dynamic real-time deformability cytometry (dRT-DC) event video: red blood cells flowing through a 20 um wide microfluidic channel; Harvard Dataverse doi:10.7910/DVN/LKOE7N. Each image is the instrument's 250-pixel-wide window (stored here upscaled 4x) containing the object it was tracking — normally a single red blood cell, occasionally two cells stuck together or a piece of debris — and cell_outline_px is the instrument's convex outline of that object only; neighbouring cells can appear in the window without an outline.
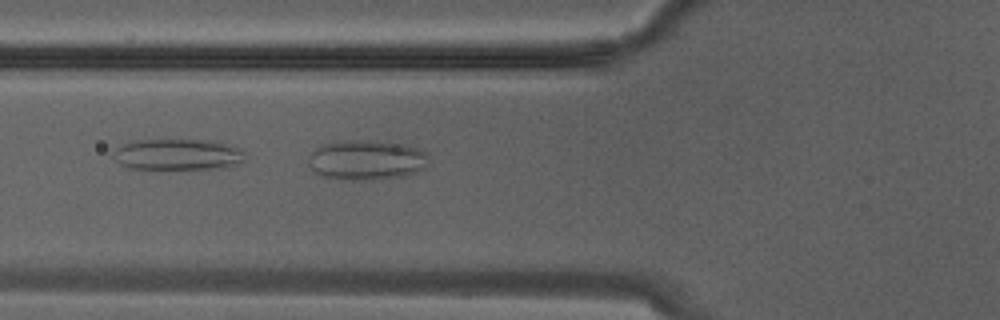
{"species": "Egyptian fruit bat (a non-hibernating species)", "species_latin": "Rousettus aegyptiacus", "temperature_condition": "warm", "stored_images_in_passage": 26, "camera_frame_rate_fps": 3000, "um_per_image_px": 0.085, "animal": {"sex": "male"}, "frame": {"image": 1, "passage_image": 8, "time_ms": 2.333, "image_size_px": [1000, 320], "cell_outline_px": [[428, 152], [424, 168], [408, 176], [376, 180], [348, 180], [324, 176], [316, 172], [308, 164], [308, 156], [320, 144], [332, 140], [368, 140], [404, 144]], "centroid_in_image_um": [31.13, 13.59], "position_along_channel_um": 94.7, "area_um2": 28.38}}